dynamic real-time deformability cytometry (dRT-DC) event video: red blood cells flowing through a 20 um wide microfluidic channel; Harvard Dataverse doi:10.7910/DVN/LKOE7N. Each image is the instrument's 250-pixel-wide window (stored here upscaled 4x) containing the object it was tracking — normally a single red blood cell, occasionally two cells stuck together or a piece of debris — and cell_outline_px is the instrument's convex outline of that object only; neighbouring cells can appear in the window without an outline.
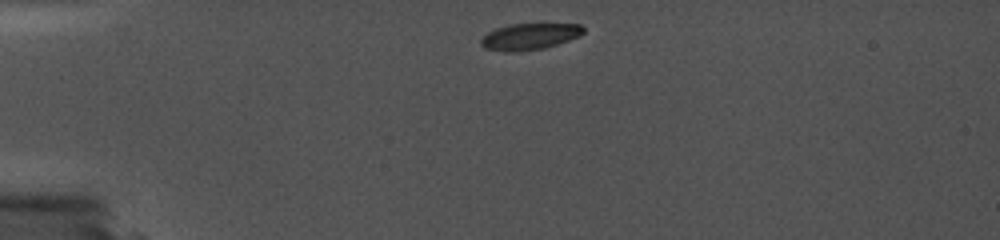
{"species": "common noctule bat (a hibernating species)", "species_latin": "Nyctalus noctula", "temperature_condition": "cold", "stored_images_in_passage": 50, "camera_frame_rate_fps": 5000, "um_per_image_px": 0.085, "animal": {"sex": "female", "body_mass_g": 19.0, "forearm_length_mm": 56.7}, "frame": {"image": 1, "passage_image": 1, "time_ms": 0.0, "image_size_px": [1000, 240], "cell_outline_px": [[584, 32], [580, 36], [544, 48], [520, 52], [504, 52], [484, 48], [480, 44], [480, 40], [488, 32], [496, 28], [508, 24], [580, 24], [584, 28]], "centroid_in_image_um": [44.98, 3.11], "position_along_channel_um": 40.0, "area_um2": 15.84}}
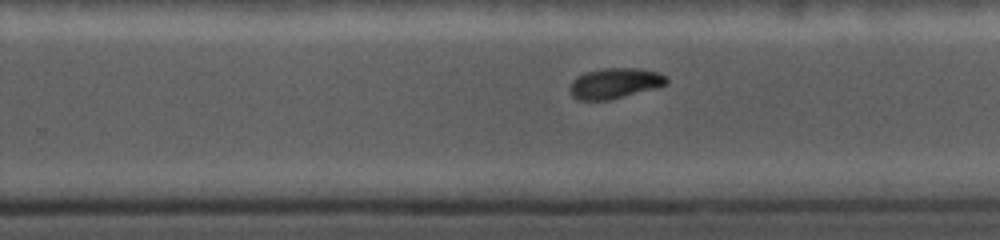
{"frame": {"image": 2, "passage_image": 32, "time_ms": 7.6, "image_size_px": [1000, 240], "cell_outline_px": [[668, 84], [660, 88], [608, 100], [576, 100], [568, 92], [568, 88], [572, 80], [576, 76], [584, 72], [604, 68], [640, 68], [660, 72], [668, 76]], "centroid_in_image_um": [52.28, 7.08], "position_along_channel_um": 277.5, "area_um2": 17.8}}
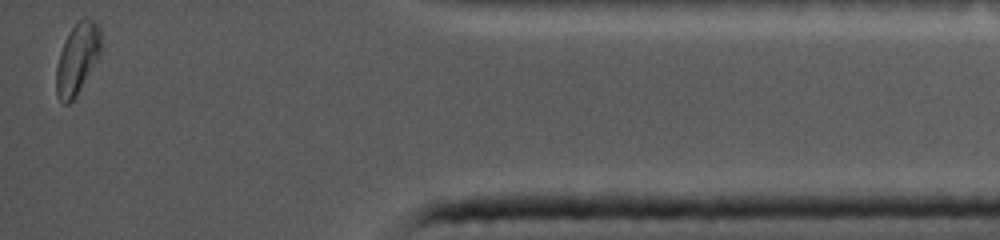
{"frame": {"image": 3, "passage_image": 48, "time_ms": 12.4, "image_size_px": [1000, 240], "cell_outline_px": [[104, 44], [100, 56], [76, 96], [68, 104], [64, 104], [56, 96], [56, 64], [64, 40], [72, 28], [80, 20], [92, 20], [100, 28], [104, 36]], "centroid_in_image_um": [6.61, 5.0], "position_along_channel_um": 428.6, "area_um2": 18.79}, "authors_computed_cell_mechanics": {"area_um2": 17.6579, "velocity_mm_per_s": 3.7365, "shape_relaxation_time_tau1_ms": null, "shape_relaxation_time_tau2_ms": 2.4221, "deformation_change_tau1": null, "deformation_change_tau2": 0.0592}}